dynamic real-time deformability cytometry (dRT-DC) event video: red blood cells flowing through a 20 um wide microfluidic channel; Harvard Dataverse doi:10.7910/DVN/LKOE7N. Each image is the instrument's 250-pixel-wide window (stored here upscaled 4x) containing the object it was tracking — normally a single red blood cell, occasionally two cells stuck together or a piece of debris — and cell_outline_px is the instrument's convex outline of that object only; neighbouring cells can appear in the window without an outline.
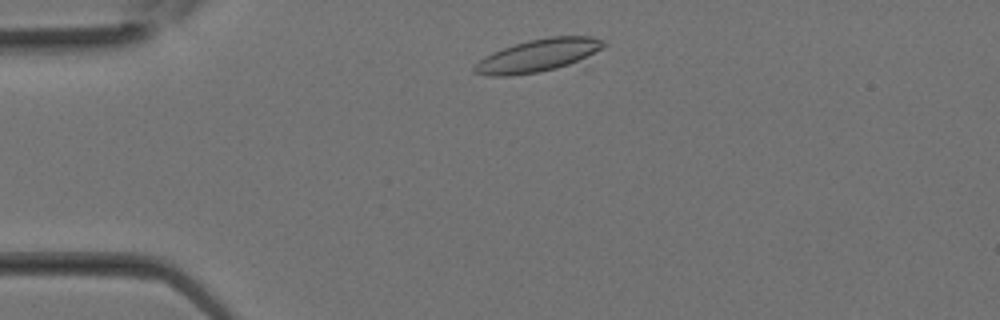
{"species": "Egyptian fruit bat (a non-hibernating species)", "species_latin": "Rousettus aegyptiacus", "temperature_condition": "room temperature", "stored_images_in_passage": 12, "camera_frame_rate_fps": 3000, "um_per_image_px": 0.085, "animal": {"sex": "female"}, "frame": {"image": 1, "passage_image": 2, "time_ms": 0.333, "image_size_px": [1000, 320], "cell_outline_px": [[608, 44], [568, 64], [556, 68], [540, 72], [512, 76], [488, 76], [472, 72], [472, 68], [480, 60], [492, 52], [528, 40], [552, 36], [592, 36], [604, 40]], "centroid_in_image_um": [45.66, 4.72], "position_along_channel_um": 39.3, "area_um2": 24.1}}
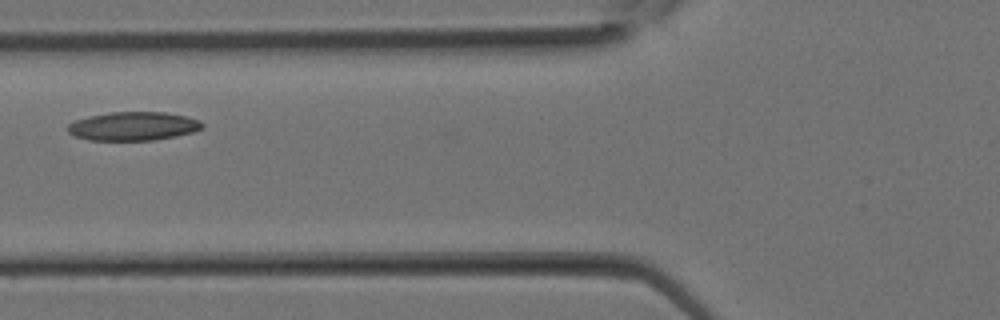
{"frame": {"image": 2, "passage_image": 7, "time_ms": 2.0, "image_size_px": [1000, 320], "cell_outline_px": [[204, 128], [196, 132], [176, 136], [152, 140], [88, 140], [72, 136], [68, 132], [68, 124], [76, 120], [88, 116], [112, 112], [164, 112], [184, 116], [200, 120], [204, 124]], "centroid_in_image_um": [11.34, 10.73], "position_along_channel_um": 114.5, "area_um2": 22.6}}
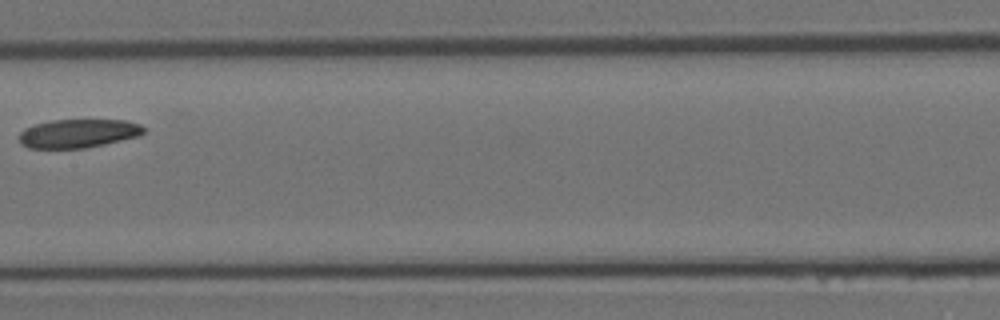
{"frame": {"image": 3, "passage_image": 11, "time_ms": 3.333, "image_size_px": [1000, 320], "cell_outline_px": [[144, 132], [140, 136], [104, 144], [84, 148], [28, 148], [20, 144], [20, 132], [24, 128], [36, 124], [52, 120], [124, 120], [140, 124], [144, 128]], "centroid_in_image_um": [6.64, 11.34], "position_along_channel_um": 200.8, "area_um2": 20.75}}